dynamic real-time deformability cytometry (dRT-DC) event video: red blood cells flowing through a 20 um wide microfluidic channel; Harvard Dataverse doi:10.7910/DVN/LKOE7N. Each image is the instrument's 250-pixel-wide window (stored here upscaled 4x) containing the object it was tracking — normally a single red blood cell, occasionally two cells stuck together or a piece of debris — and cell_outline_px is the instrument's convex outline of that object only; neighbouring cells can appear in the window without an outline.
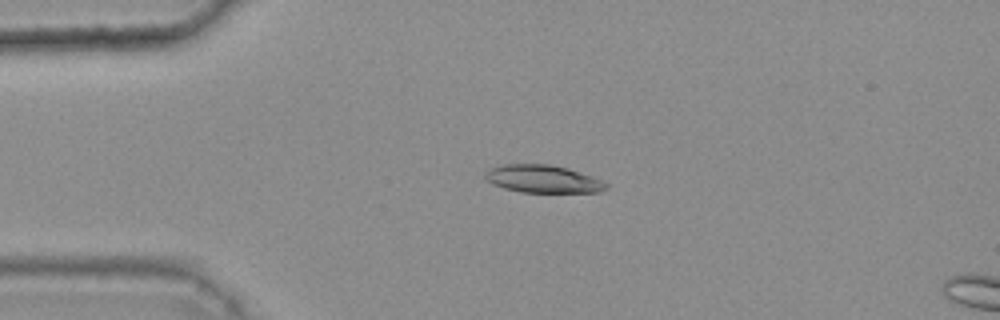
{"species": "common noctule bat (a hibernating species)", "species_latin": "Nyctalus noctula", "temperature_condition": "warm", "stored_images_in_passage": 16, "camera_frame_rate_fps": 3000, "um_per_image_px": 0.085, "animal": {"sex": "female", "body_mass_g": 25.1}, "frame": {"image": 1, "passage_image": 12, "time_ms": 3.667, "image_size_px": [1000, 320], "cell_outline_px": [[608, 188], [600, 192], [520, 192], [504, 188], [492, 184], [484, 176], [484, 172], [488, 168], [500, 164], [552, 164], [568, 168], [592, 176], [608, 184]], "centroid_in_image_um": [46.12, 15.2], "position_along_channel_um": 38.9, "area_um2": 19.71}}